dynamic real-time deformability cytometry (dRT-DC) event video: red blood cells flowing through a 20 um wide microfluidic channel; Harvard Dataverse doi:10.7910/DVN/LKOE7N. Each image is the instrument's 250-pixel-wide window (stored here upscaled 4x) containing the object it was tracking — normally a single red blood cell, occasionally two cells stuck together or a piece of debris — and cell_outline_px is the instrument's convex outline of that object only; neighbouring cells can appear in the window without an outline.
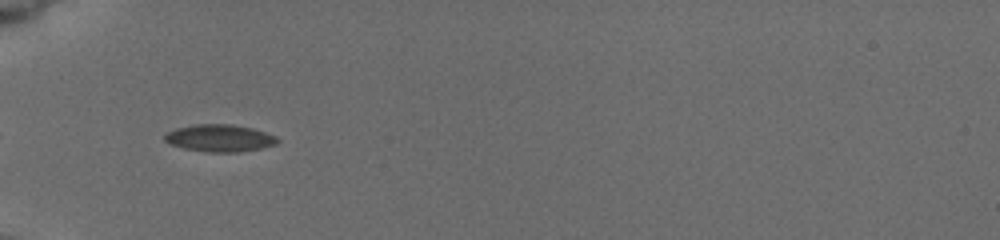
{"species": "common noctule bat (a hibernating species)", "species_latin": "Nyctalus noctula", "temperature_condition": "cold", "stored_images_in_passage": 21, "camera_frame_rate_fps": 3000, "um_per_image_px": 0.085, "animal": {"sex": "female", "body_mass_g": 19.5, "forearm_length_mm": 54.1}, "frame": {"image": 1, "passage_image": 3, "time_ms": 1.0, "image_size_px": [1000, 240], "cell_outline_px": [[280, 140], [276, 144], [260, 148], [236, 152], [208, 152], [184, 148], [172, 144], [164, 140], [164, 136], [168, 132], [176, 128], [196, 124], [232, 124], [252, 128], [276, 136]], "centroid_in_image_um": [18.68, 11.73], "position_along_channel_um": 66.3, "area_um2": 17.69}}
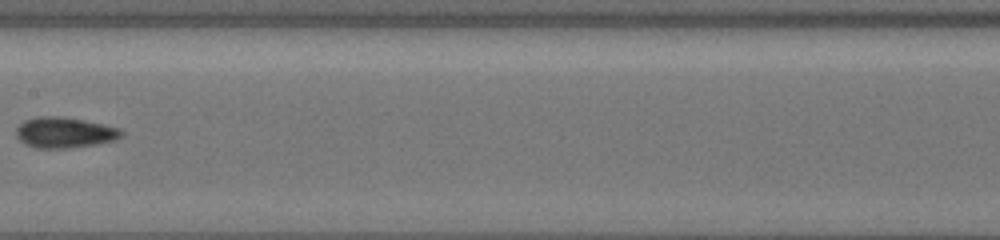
{"frame": {"image": 2, "passage_image": 9, "time_ms": 4.667, "image_size_px": [1000, 240], "cell_outline_px": [[124, 132], [120, 136], [112, 140], [96, 144], [68, 148], [36, 148], [24, 144], [16, 136], [16, 128], [24, 120], [36, 116], [64, 116], [84, 120], [116, 128]], "centroid_in_image_um": [5.4, 11.26], "position_along_channel_um": 202.0, "area_um2": 18.67}}
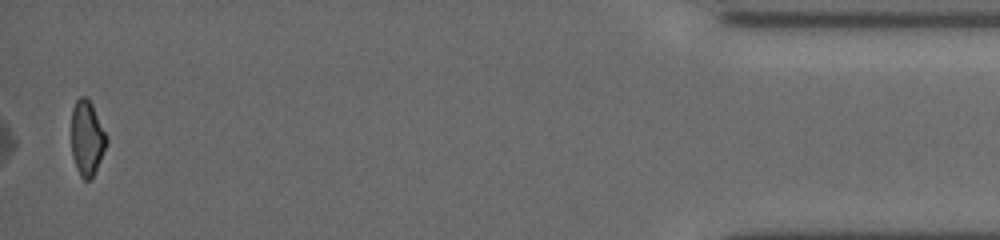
{"frame": {"image": 3, "passage_image": 21, "time_ms": 12.333, "image_size_px": [1000, 240], "cell_outline_px": [[108, 144], [92, 176], [88, 180], [84, 180], [80, 176], [76, 168], [72, 156], [72, 108], [76, 100], [80, 96], [84, 96], [92, 104], [108, 136]], "centroid_in_image_um": [7.41, 11.72], "position_along_channel_um": 427.8, "area_um2": 15.37}, "authors_computed_cell_mechanics": {"area_um2": 17.5712, "velocity_mm_per_s": 3.8771, "shape_relaxation_time_tau1_ms": 6.4194, "shape_relaxation_time_tau2_ms": 1.6284, "deformation_change_tau1": 0.1147, "deformation_change_tau2": 0.072}}